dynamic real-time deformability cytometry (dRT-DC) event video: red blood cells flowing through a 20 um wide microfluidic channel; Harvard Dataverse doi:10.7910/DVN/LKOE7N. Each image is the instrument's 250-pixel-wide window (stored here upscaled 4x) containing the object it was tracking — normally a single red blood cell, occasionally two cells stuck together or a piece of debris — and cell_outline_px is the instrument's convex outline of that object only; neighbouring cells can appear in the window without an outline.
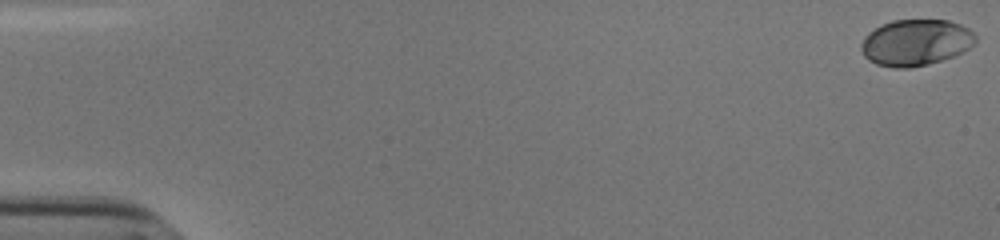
{"species": "human", "species_latin": "Homo sapiens", "temperature_condition": "cold", "stored_images_in_passage": 45, "camera_frame_rate_fps": 3000, "um_per_image_px": 0.085, "donor": {"sex": "male"}, "frame": {"image": 1, "passage_image": 1, "time_ms": 0.0, "image_size_px": [1000, 240], "cell_outline_px": [[976, 44], [952, 56], [928, 64], [912, 68], [896, 68], [876, 64], [868, 60], [864, 56], [860, 48], [860, 44], [864, 36], [868, 32], [880, 24], [892, 20], [948, 20], [960, 24], [968, 28], [976, 36]], "centroid_in_image_um": [77.8, 3.61], "position_along_channel_um": 7.2, "area_um2": 31.04}}
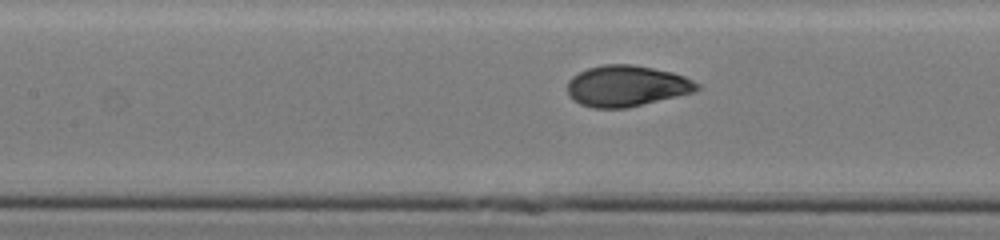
{"frame": {"image": 2, "passage_image": 26, "time_ms": 8.333, "image_size_px": [1000, 240], "cell_outline_px": [[700, 88], [696, 92], [628, 108], [592, 108], [580, 104], [572, 100], [568, 96], [568, 80], [572, 76], [588, 68], [604, 64], [632, 64], [672, 72], [684, 76], [700, 84]], "centroid_in_image_um": [53.27, 7.32], "position_along_channel_um": 154.1, "area_um2": 31.27}}
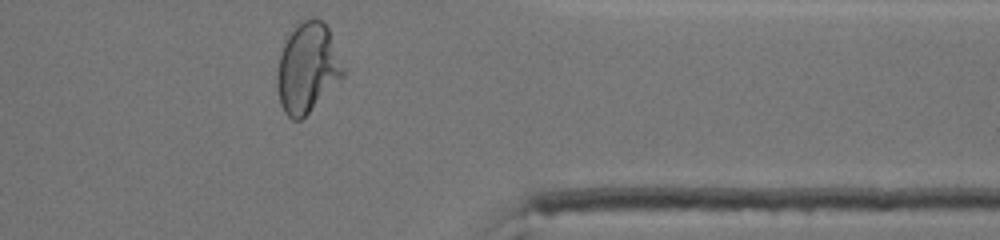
{"frame": {"image": 3, "passage_image": 45, "time_ms": 14.667, "image_size_px": [1000, 240], "cell_outline_px": [[344, 76], [300, 120], [292, 120], [284, 112], [280, 104], [276, 88], [276, 72], [280, 56], [284, 44], [288, 36], [296, 24], [300, 20], [312, 16], [316, 16], [324, 20], [328, 28], [344, 68]], "centroid_in_image_um": [26.11, 5.73], "position_along_channel_um": 385.3, "area_um2": 34.56}, "authors_computed_cell_mechanics": {"area_um2": 30.9808, "velocity_mm_per_s": 3.8229, "shape_relaxation_time_tau1_ms": 3.5648, "shape_relaxation_time_tau2_ms": null, "deformation_change_tau1": 0.1692, "deformation_change_tau2": null}}